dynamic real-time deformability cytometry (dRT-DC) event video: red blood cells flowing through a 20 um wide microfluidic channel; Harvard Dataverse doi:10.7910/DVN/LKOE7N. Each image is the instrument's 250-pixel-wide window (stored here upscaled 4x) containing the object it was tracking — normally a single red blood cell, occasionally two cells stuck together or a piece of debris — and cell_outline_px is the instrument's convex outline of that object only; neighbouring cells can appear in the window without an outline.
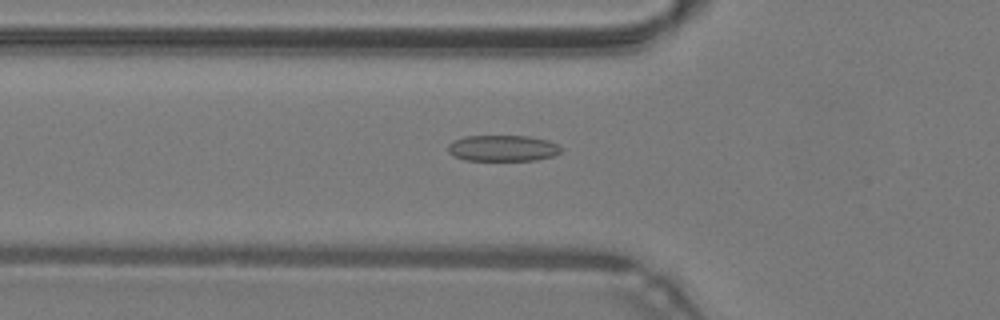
{"species": "common noctule bat (a hibernating species)", "species_latin": "Nyctalus noctula", "temperature_condition": "warm", "stored_images_in_passage": 48, "camera_frame_rate_fps": 3000, "um_per_image_px": 0.085, "animal": {"sex": "male", "body_mass_g": 19.2, "forearm_length_mm": 51.8}, "frame": {"image": 1, "passage_image": 17, "time_ms": 5.333, "image_size_px": [1000, 320], "cell_outline_px": [[564, 148], [560, 152], [552, 156], [536, 160], [464, 160], [448, 152], [448, 144], [464, 136], [528, 136], [548, 140]], "centroid_in_image_um": [42.75, 12.59], "position_along_channel_um": 83.0, "area_um2": 17.11}}
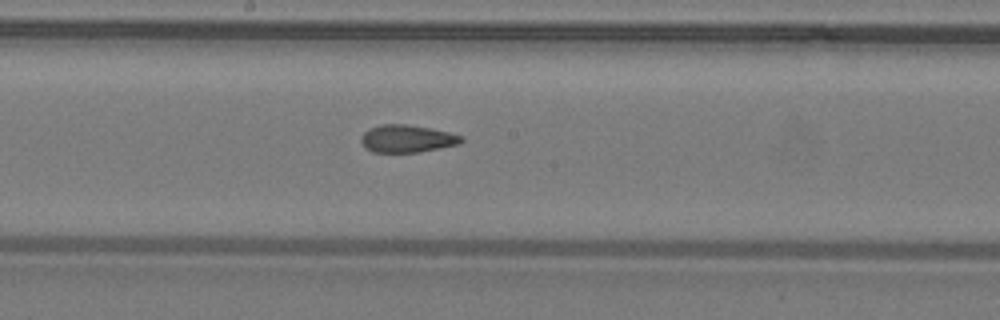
{"frame": {"image": 2, "passage_image": 26, "time_ms": 8.333, "image_size_px": [1000, 320], "cell_outline_px": [[464, 140], [460, 144], [420, 152], [372, 152], [364, 148], [360, 140], [360, 136], [368, 128], [380, 124], [404, 124], [432, 128], [464, 136]], "centroid_in_image_um": [34.58, 11.78], "position_along_channel_um": 213.6, "area_um2": 16.36}}
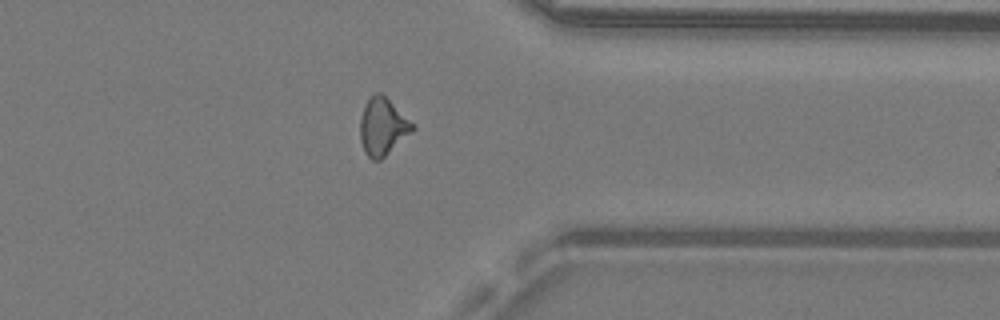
{"frame": {"image": 3, "passage_image": 38, "time_ms": 12.333, "image_size_px": [1000, 320], "cell_outline_px": [[416, 128], [412, 132], [380, 160], [372, 160], [364, 152], [360, 140], [360, 116], [364, 104], [376, 92], [380, 92], [416, 124]], "centroid_in_image_um": [32.53, 10.76], "position_along_channel_um": 378.9, "area_um2": 17.57}, "authors_computed_cell_mechanics": {"area_um2": 16.6175, "velocity_mm_per_s": 4.3183, "shape_relaxation_time_tau1_ms": null, "shape_relaxation_time_tau2_ms": 1.9008, "deformation_change_tau1": null, "deformation_change_tau2": 0.0967}}